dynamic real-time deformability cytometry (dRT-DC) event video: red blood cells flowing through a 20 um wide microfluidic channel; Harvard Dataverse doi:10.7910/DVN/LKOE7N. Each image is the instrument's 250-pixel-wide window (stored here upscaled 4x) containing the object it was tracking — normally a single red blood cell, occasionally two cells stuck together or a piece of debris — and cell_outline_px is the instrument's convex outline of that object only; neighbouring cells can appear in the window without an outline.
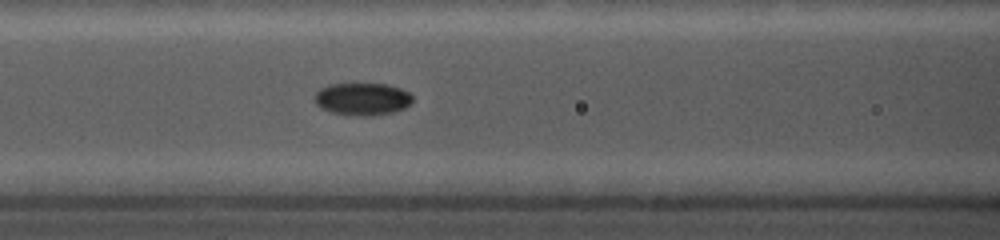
{"species": "common noctule bat (a hibernating species)", "species_latin": "Nyctalus noctula", "temperature_condition": "cold", "stored_images_in_passage": 6, "camera_frame_rate_fps": 5000, "um_per_image_px": 0.085, "animal": {"sex": "female", "body_mass_g": 19.0, "forearm_length_mm": 56.7}, "frame": {"image": 1, "passage_image": 6, "time_ms": 2.8, "image_size_px": [1000, 240], "cell_outline_px": [[412, 100], [404, 108], [392, 112], [372, 116], [364, 116], [332, 112], [320, 108], [316, 104], [316, 92], [320, 88], [328, 84], [388, 84], [400, 88], [408, 92], [412, 96]], "centroid_in_image_um": [30.79, 8.41], "position_along_channel_um": 135.8, "area_um2": 18.32}}